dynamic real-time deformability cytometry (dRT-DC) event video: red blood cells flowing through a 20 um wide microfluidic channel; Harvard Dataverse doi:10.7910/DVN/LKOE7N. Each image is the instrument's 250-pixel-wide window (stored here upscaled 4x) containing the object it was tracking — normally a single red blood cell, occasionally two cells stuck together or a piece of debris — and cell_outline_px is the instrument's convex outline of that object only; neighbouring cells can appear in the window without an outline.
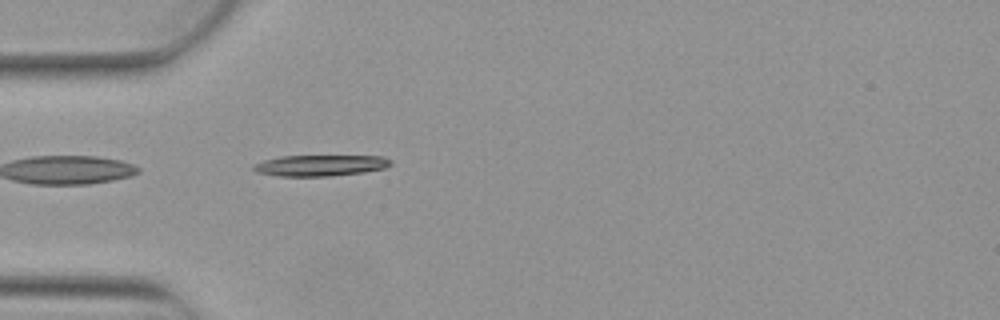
{"species": "Egyptian fruit bat (a non-hibernating species)", "species_latin": "Rousettus aegyptiacus", "temperature_condition": "warm", "stored_images_in_passage": 2, "camera_frame_rate_fps": 3000, "um_per_image_px": 0.085, "animal": {"sex": "female"}, "frame": {"image": 1, "passage_image": 2, "time_ms": 0.333, "image_size_px": [1000, 320], "cell_outline_px": [[392, 164], [384, 168], [364, 172], [328, 176], [280, 176], [256, 172], [252, 168], [252, 164], [264, 160], [280, 156], [384, 156], [392, 160]], "centroid_in_image_um": [27.22, 14.05], "position_along_channel_um": 57.8, "area_um2": 16.88}}